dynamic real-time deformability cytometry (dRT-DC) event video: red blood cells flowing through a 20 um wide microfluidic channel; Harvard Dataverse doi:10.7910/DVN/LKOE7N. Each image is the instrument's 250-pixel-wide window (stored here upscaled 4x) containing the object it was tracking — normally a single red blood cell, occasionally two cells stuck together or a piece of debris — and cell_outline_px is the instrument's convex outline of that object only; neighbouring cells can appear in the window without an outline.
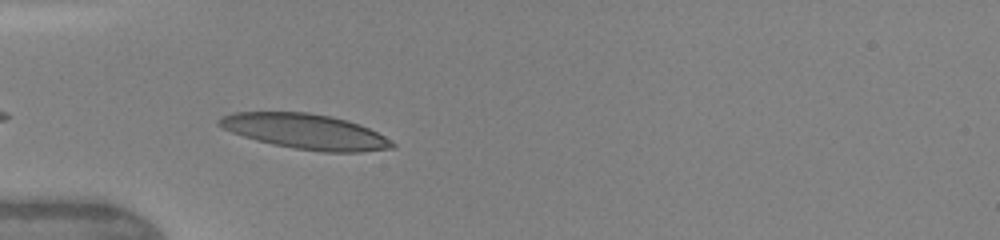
{"species": "human", "species_latin": "Homo sapiens", "temperature_condition": "warm", "stored_images_in_passage": 3, "camera_frame_rate_fps": 3000, "um_per_image_px": 0.085, "donor": {"sex": "female"}, "frame": {"image": 1, "passage_image": 2, "time_ms": 1.333, "image_size_px": [1000, 240], "cell_outline_px": [[396, 148], [360, 152], [324, 152], [296, 148], [272, 144], [256, 140], [232, 132], [216, 124], [216, 120], [220, 116], [232, 112], [308, 112], [332, 116], [360, 124], [384, 136], [396, 144]], "centroid_in_image_um": [25.95, 11.17], "position_along_channel_um": 59.0, "area_um2": 35.49}}